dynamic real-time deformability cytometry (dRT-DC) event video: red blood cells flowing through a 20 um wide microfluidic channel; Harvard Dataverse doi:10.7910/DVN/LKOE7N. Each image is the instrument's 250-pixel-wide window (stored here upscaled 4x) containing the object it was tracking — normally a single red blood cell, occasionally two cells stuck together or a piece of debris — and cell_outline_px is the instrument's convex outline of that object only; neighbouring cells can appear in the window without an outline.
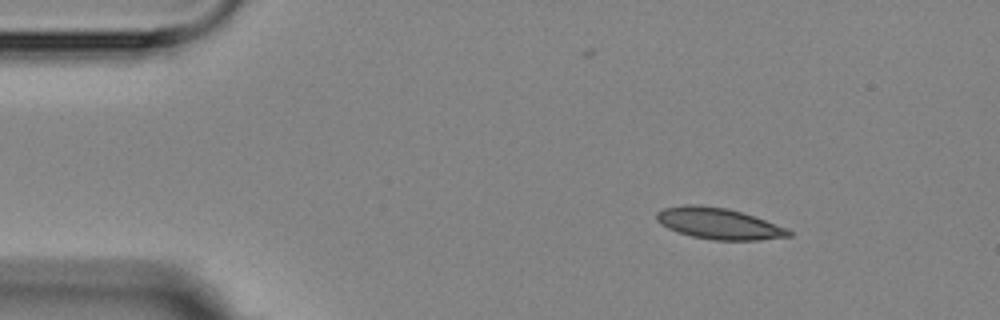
{"species": "Egyptian fruit bat (a non-hibernating species)", "species_latin": "Rousettus aegyptiacus", "temperature_condition": "room temperature", "stored_images_in_passage": 6, "camera_frame_rate_fps": 3000, "um_per_image_px": 0.085, "animal": {"sex": "female"}, "frame": {"image": 1, "passage_image": 2, "time_ms": 1.333, "image_size_px": [1000, 320], "cell_outline_px": [[792, 236], [760, 240], [712, 240], [692, 236], [668, 228], [660, 224], [656, 220], [656, 212], [664, 208], [684, 204], [700, 204], [728, 208], [788, 228], [792, 232]], "centroid_in_image_um": [61.07, 18.99], "position_along_channel_um": 23.9, "area_um2": 24.04}}
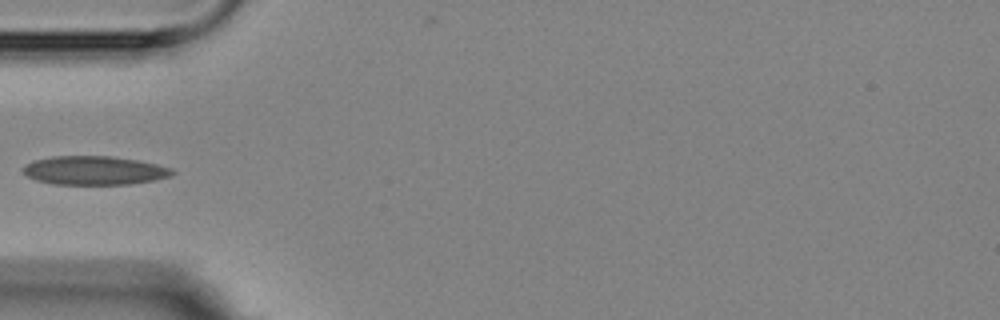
{"frame": {"image": 2, "passage_image": 5, "time_ms": 4.667, "image_size_px": [1000, 320], "cell_outline_px": [[176, 172], [172, 176], [156, 180], [128, 184], [52, 184], [36, 180], [28, 176], [20, 168], [24, 164], [32, 160], [52, 156], [112, 156], [136, 160], [156, 164], [172, 168]], "centroid_in_image_um": [8.0, 14.48], "position_along_channel_um": 77.0, "area_um2": 25.2}}
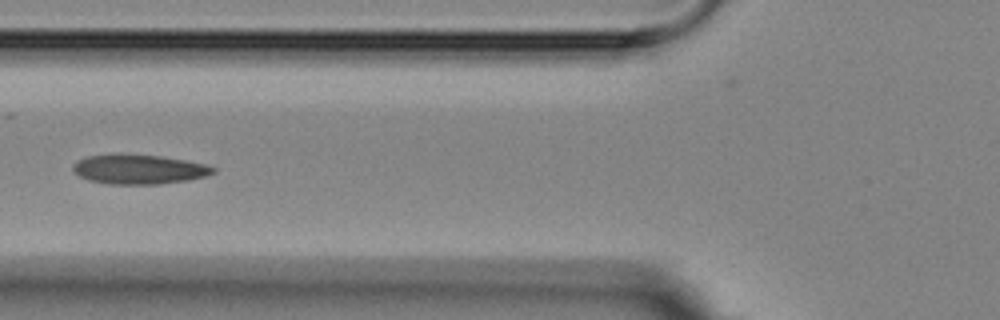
{"frame": {"image": 3, "passage_image": 6, "time_ms": 5.667, "image_size_px": [1000, 320], "cell_outline_px": [[216, 172], [204, 176], [188, 180], [160, 184], [108, 184], [88, 180], [80, 176], [72, 168], [72, 164], [76, 160], [88, 156], [160, 156], [184, 160], [204, 164], [216, 168]], "centroid_in_image_um": [11.82, 14.42], "position_along_channel_um": 114.0, "area_um2": 23.41}}